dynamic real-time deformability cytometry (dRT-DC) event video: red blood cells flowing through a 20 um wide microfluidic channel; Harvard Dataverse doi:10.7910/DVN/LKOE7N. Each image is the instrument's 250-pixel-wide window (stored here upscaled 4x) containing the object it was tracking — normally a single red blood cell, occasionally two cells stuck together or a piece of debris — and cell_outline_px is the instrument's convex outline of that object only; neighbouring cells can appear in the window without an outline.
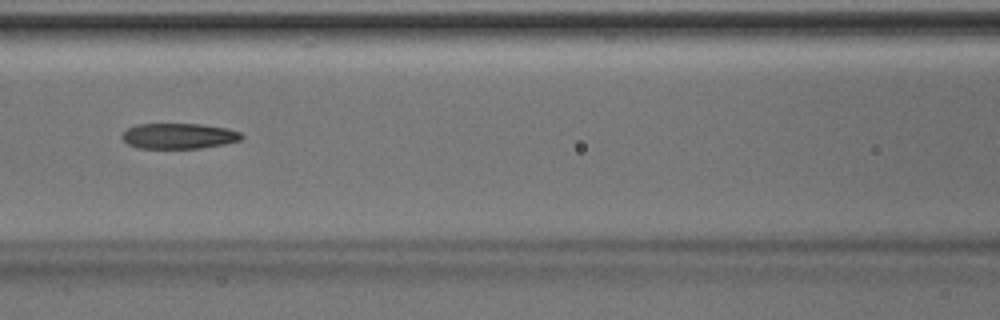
{"species": "Egyptian fruit bat (a non-hibernating species)", "species_latin": "Rousettus aegyptiacus", "temperature_condition": "room temperature", "stored_images_in_passage": 6, "camera_frame_rate_fps": 3000, "um_per_image_px": 0.085, "animal": {"sex": "male"}, "frame": {"image": 1, "passage_image": 6, "time_ms": 1.667, "image_size_px": [1000, 320], "cell_outline_px": [[244, 136], [240, 140], [224, 144], [200, 148], [136, 148], [128, 144], [120, 136], [128, 128], [136, 124], [200, 124], [228, 128], [240, 132]], "centroid_in_image_um": [15.19, 11.56], "position_along_channel_um": 151.4, "area_um2": 17.8}}